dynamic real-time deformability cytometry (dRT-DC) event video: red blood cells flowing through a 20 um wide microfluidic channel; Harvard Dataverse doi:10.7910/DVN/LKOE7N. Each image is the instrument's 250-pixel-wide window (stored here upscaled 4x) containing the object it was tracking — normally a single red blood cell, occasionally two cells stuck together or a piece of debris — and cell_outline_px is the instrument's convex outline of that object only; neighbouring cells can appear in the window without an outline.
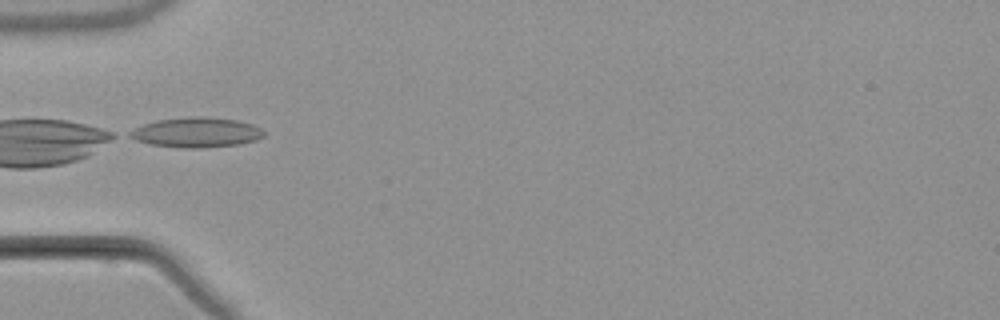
{"species": "common noctule bat (a hibernating species)", "species_latin": "Nyctalus noctula", "temperature_condition": "warm", "stored_images_in_passage": 6, "camera_frame_rate_fps": 3000, "um_per_image_px": 0.085, "animal": {"sex": "male", "body_mass_g": 21.5, "forearm_length_mm": 52.0}, "frame": {"image": 1, "passage_image": 6, "time_ms": 6.333, "image_size_px": [1000, 320], "cell_outline_px": [[264, 136], [256, 140], [240, 144], [200, 148], [180, 148], [152, 144], [136, 140], [128, 136], [128, 132], [144, 124], [156, 120], [236, 120], [252, 124], [260, 128], [264, 132]], "centroid_in_image_um": [16.7, 11.32], "position_along_channel_um": 68.3, "area_um2": 22.02}}